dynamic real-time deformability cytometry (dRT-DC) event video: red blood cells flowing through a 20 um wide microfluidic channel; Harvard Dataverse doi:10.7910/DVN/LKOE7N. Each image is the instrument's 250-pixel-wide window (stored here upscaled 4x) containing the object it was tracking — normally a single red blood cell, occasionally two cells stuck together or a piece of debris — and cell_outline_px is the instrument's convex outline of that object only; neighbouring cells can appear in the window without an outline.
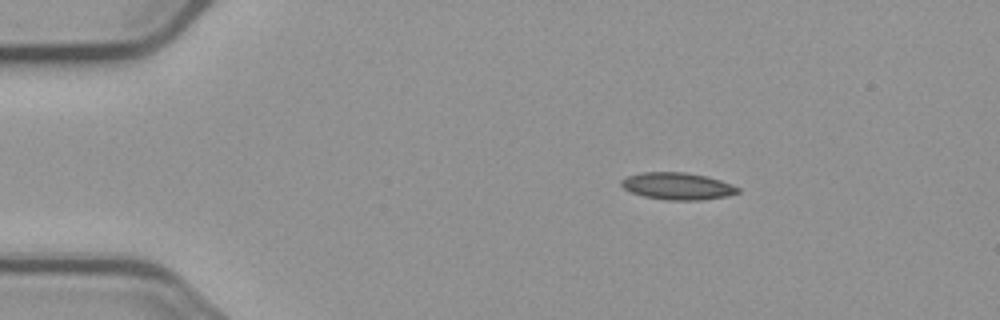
{"species": "common noctule bat (a hibernating species)", "species_latin": "Nyctalus noctula", "temperature_condition": "cold", "stored_images_in_passage": 4, "camera_frame_rate_fps": 3000, "um_per_image_px": 0.085, "animal": {"sex": "male", "body_mass_g": 23.1, "forearm_length_mm": 52.7}, "frame": {"image": 1, "passage_image": 2, "time_ms": 1.333, "image_size_px": [1000, 320], "cell_outline_px": [[740, 192], [724, 196], [700, 200], [668, 200], [644, 196], [632, 192], [624, 188], [620, 184], [620, 180], [628, 176], [640, 172], [684, 172], [704, 176], [720, 180], [740, 188]], "centroid_in_image_um": [57.56, 15.81], "position_along_channel_um": 27.4, "area_um2": 18.15}}